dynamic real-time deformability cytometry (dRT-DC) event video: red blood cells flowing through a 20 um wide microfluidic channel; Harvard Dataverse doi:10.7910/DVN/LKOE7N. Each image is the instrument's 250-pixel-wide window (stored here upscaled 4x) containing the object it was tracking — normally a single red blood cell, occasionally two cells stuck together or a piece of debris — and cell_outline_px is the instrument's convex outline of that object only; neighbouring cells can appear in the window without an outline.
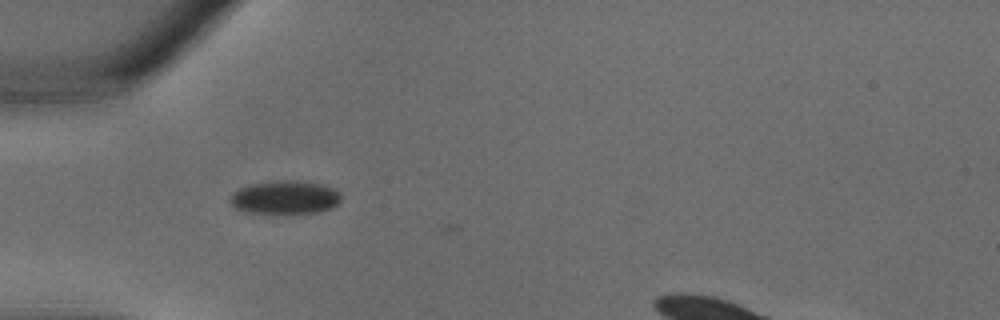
{"species": "common noctule bat (a hibernating species)", "species_latin": "Nyctalus noctula", "temperature_condition": "warm", "stored_images_in_passage": 20, "camera_frame_rate_fps": 3000, "um_per_image_px": 0.085, "animal": {"sex": "male", "body_mass_g": 18.8}, "frame": {"image": 1, "passage_image": 2, "time_ms": 0.333, "image_size_px": [1000, 320], "cell_outline_px": [[340, 200], [332, 208], [320, 212], [244, 212], [236, 208], [228, 200], [232, 192], [240, 188], [252, 184], [284, 180], [288, 180], [324, 184], [340, 192]], "centroid_in_image_um": [24.22, 16.77], "position_along_channel_um": 60.8, "area_um2": 21.21}}
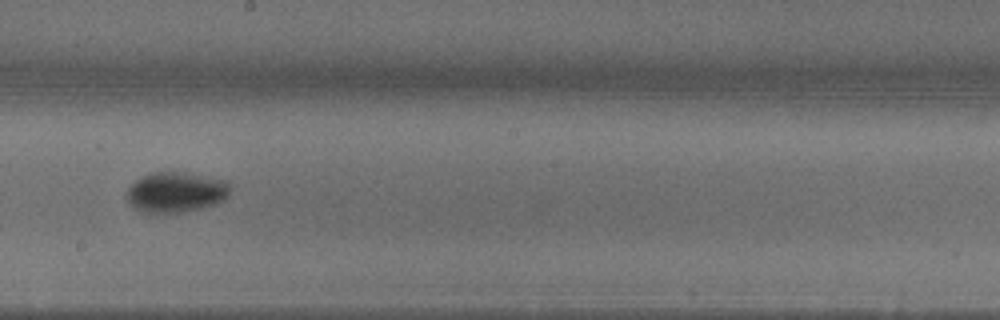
{"frame": {"image": 2, "passage_image": 11, "time_ms": 3.333, "image_size_px": [1000, 320], "cell_outline_px": [[232, 192], [224, 200], [216, 204], [200, 208], [180, 212], [144, 212], [128, 204], [124, 196], [128, 188], [136, 180], [152, 172], [176, 172], [228, 180], [232, 188]], "centroid_in_image_um": [14.97, 16.34], "position_along_channel_um": 233.2, "area_um2": 24.33}}
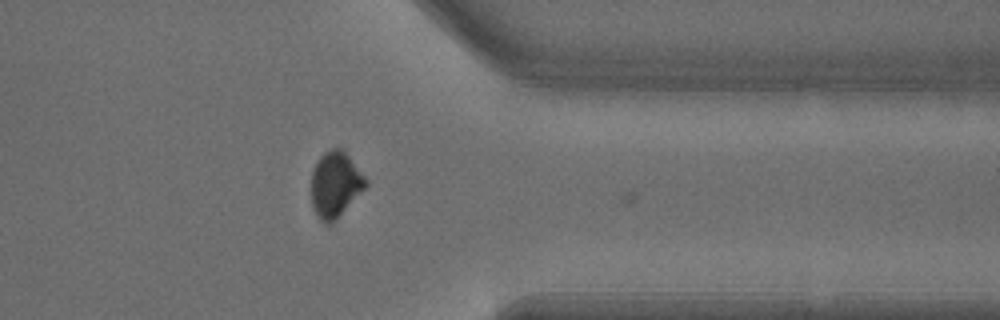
{"frame": {"image": 3, "passage_image": 19, "time_ms": 6.0, "image_size_px": [1000, 320], "cell_outline_px": [[368, 184], [332, 224], [324, 224], [316, 216], [312, 208], [312, 172], [320, 156], [324, 152], [332, 148], [344, 148], [368, 180]], "centroid_in_image_um": [28.51, 15.67], "position_along_channel_um": 382.9, "area_um2": 20.98}}